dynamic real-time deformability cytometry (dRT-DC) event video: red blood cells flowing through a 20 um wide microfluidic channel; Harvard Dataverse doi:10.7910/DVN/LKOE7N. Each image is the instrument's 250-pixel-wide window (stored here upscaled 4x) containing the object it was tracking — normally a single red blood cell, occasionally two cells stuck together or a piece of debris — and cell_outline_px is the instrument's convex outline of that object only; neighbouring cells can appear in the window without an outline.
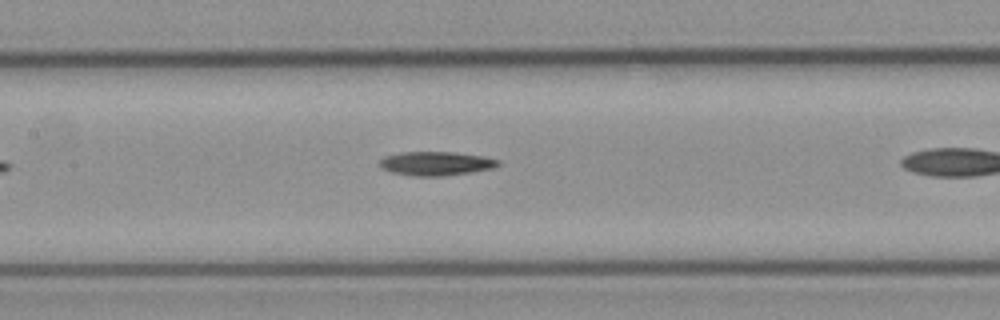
{"species": "common noctule bat (a hibernating species)", "species_latin": "Nyctalus noctula", "temperature_condition": "cold", "stored_images_in_passage": 24, "camera_frame_rate_fps": 3000, "um_per_image_px": 0.085, "animal": {"sex": "female", "body_mass_g": 21.9}, "frame": {"image": 1, "passage_image": 8, "time_ms": 2.333, "image_size_px": [1000, 320], "cell_outline_px": [[500, 164], [492, 168], [444, 176], [412, 176], [392, 172], [380, 168], [380, 160], [384, 156], [400, 152], [452, 152], [484, 156], [500, 160]], "centroid_in_image_um": [37.03, 13.89], "position_along_channel_um": 170.4, "area_um2": 16.47}}
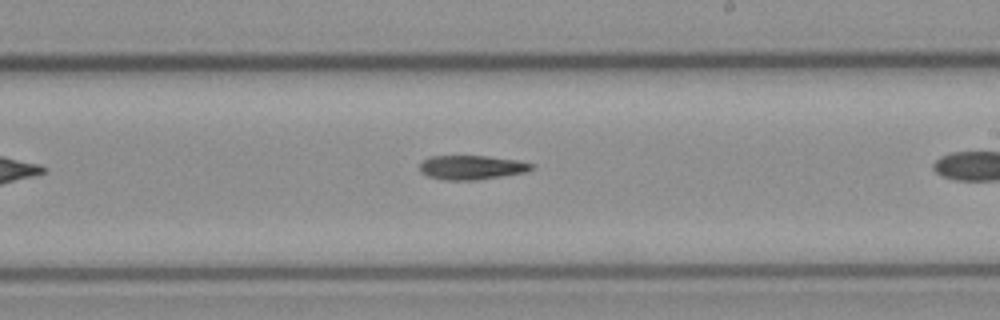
{"frame": {"image": 2, "passage_image": 14, "time_ms": 4.333, "image_size_px": [1000, 320], "cell_outline_px": [[536, 168], [524, 172], [476, 180], [444, 180], [428, 176], [420, 172], [420, 164], [428, 156], [488, 156], [516, 160], [532, 164]], "centroid_in_image_um": [40.06, 14.23], "position_along_channel_um": 248.9, "area_um2": 15.66}}
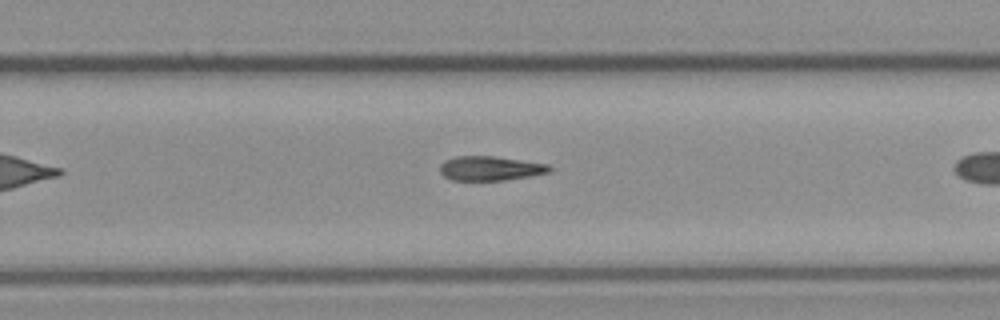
{"frame": {"image": 3, "passage_image": 17, "time_ms": 5.333, "image_size_px": [1000, 320], "cell_outline_px": [[552, 172], [532, 176], [504, 180], [452, 180], [444, 176], [440, 172], [440, 164], [444, 160], [456, 156], [492, 156], [548, 164], [552, 168]], "centroid_in_image_um": [41.68, 14.31], "position_along_channel_um": 288.1, "area_um2": 15.61}}